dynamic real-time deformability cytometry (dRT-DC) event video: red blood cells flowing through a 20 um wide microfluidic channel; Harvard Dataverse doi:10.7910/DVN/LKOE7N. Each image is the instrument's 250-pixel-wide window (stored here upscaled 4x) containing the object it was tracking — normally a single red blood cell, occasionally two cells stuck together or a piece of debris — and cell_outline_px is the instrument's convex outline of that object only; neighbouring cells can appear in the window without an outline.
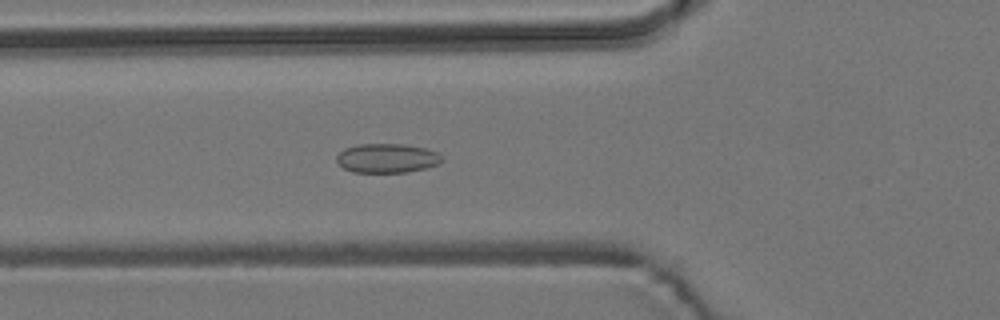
{"species": "common noctule bat (a hibernating species)", "species_latin": "Nyctalus noctula", "temperature_condition": "room temperature", "stored_images_in_passage": 55, "camera_frame_rate_fps": 3000, "um_per_image_px": 0.085, "animal": {"sex": "male", "body_mass_g": 19.2, "forearm_length_mm": 51.8}, "frame": {"image": 1, "passage_image": 20, "time_ms": 6.333, "image_size_px": [1000, 320], "cell_outline_px": [[444, 160], [436, 164], [424, 168], [404, 172], [352, 172], [344, 168], [336, 160], [336, 156], [344, 148], [356, 144], [404, 144], [424, 148], [436, 152]], "centroid_in_image_um": [32.85, 13.43], "position_along_channel_um": 93.0, "area_um2": 17.74}}
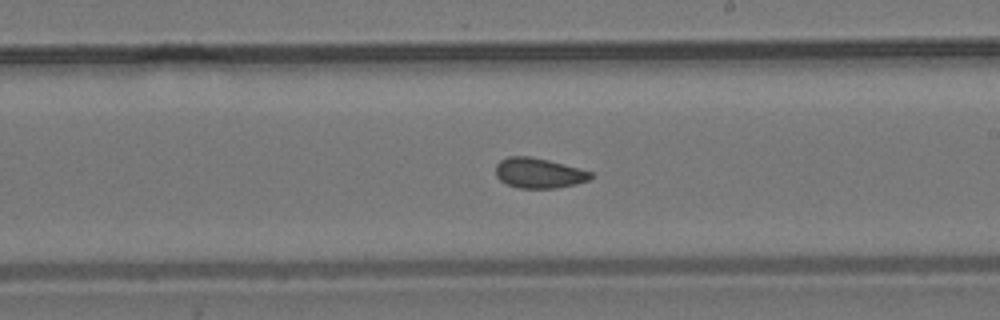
{"frame": {"image": 2, "passage_image": 32, "time_ms": 10.333, "image_size_px": [1000, 320], "cell_outline_px": [[592, 176], [588, 180], [576, 184], [556, 188], [520, 188], [508, 184], [500, 180], [496, 176], [496, 164], [500, 160], [508, 156], [528, 156], [548, 160], [592, 172]], "centroid_in_image_um": [45.77, 14.71], "position_along_channel_um": 243.2, "area_um2": 16.53}}
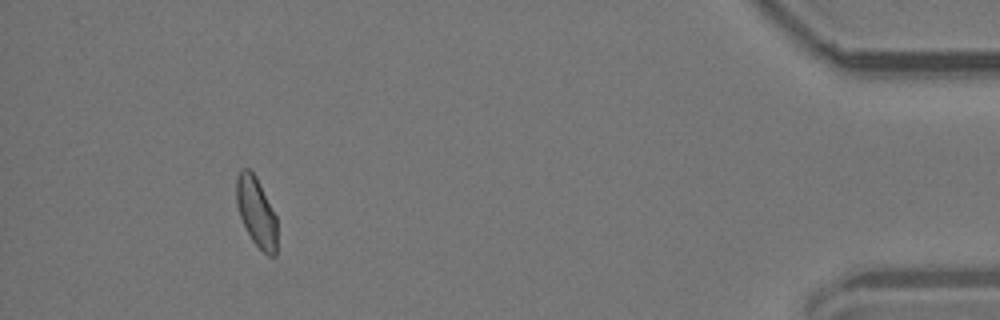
{"frame": {"image": 3, "passage_image": 51, "time_ms": 16.667, "image_size_px": [1000, 320], "cell_outline_px": [[276, 256], [268, 256], [252, 240], [240, 216], [236, 204], [236, 176], [240, 168], [248, 168], [256, 176], [276, 216]], "centroid_in_image_um": [21.77, 17.98], "position_along_channel_um": 413.4, "area_um2": 16.36}, "authors_computed_cell_mechanics": {"area_um2": 17.1666, "velocity_mm_per_s": 3.74, "shape_relaxation_time_tau1_ms": null, "shape_relaxation_time_tau2_ms": 1.1977, "deformation_change_tau1": null, "deformation_change_tau2": 0.0642}}